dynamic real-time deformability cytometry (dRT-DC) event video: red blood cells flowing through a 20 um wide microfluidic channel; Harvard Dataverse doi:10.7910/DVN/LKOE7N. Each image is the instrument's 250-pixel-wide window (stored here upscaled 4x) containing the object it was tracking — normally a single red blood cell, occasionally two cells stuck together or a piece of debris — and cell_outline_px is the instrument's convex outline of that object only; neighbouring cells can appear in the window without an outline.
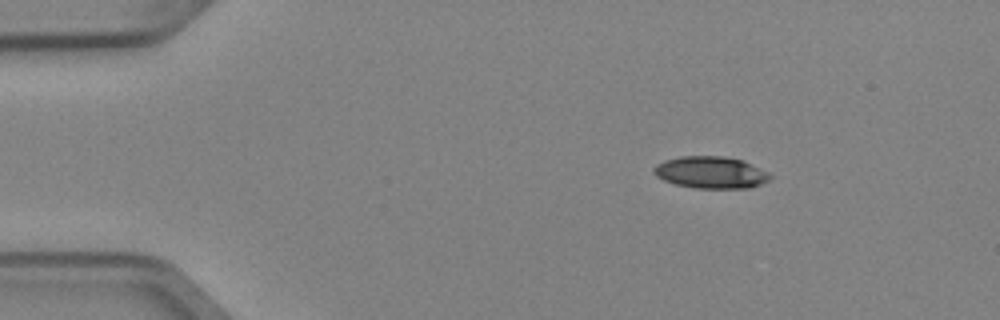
{"species": "Egyptian fruit bat (a non-hibernating species)", "species_latin": "Rousettus aegyptiacus", "temperature_condition": "cold", "stored_images_in_passage": 3, "camera_frame_rate_fps": 3000, "um_per_image_px": 0.085, "animal": {"sex": "female"}, "frame": {"image": 1, "passage_image": 1, "time_ms": 0.0, "image_size_px": [1000, 320], "cell_outline_px": [[772, 176], [768, 180], [752, 188], [696, 188], [676, 184], [664, 180], [656, 176], [652, 168], [656, 164], [664, 160], [680, 156], [724, 156], [744, 160], [768, 172]], "centroid_in_image_um": [60.42, 14.65], "position_along_channel_um": 24.6, "area_um2": 21.73}}